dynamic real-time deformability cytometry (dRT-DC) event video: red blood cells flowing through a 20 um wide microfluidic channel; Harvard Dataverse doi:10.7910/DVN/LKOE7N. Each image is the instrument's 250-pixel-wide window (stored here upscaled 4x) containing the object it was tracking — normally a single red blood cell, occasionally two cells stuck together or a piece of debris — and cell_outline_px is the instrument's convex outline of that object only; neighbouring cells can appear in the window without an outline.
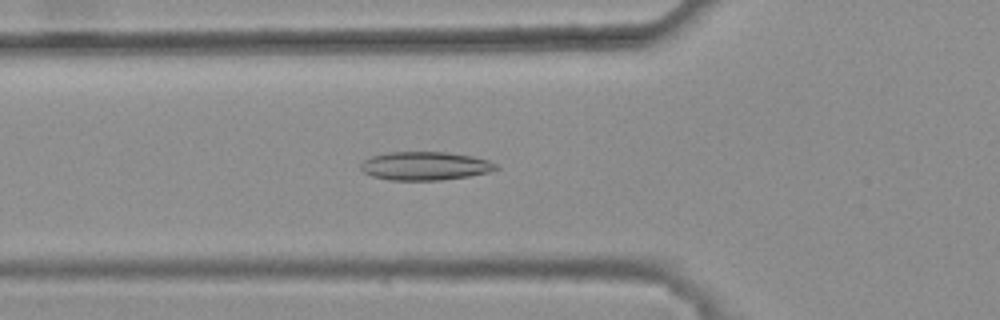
{"species": "common noctule bat (a hibernating species)", "species_latin": "Nyctalus noctula", "temperature_condition": "warm", "stored_images_in_passage": 34, "camera_frame_rate_fps": 3000, "um_per_image_px": 0.085, "animal": {"sex": "female", "body_mass_g": 25.1}, "frame": {"image": 1, "passage_image": 8, "time_ms": 2.333, "image_size_px": [1000, 320], "cell_outline_px": [[500, 168], [488, 172], [468, 176], [440, 180], [388, 180], [372, 176], [364, 172], [360, 168], [360, 164], [364, 160], [372, 156], [388, 152], [444, 152], [472, 156], [488, 160], [496, 164]], "centroid_in_image_um": [36.11, 14.1], "position_along_channel_um": 89.7, "area_um2": 22.37}}
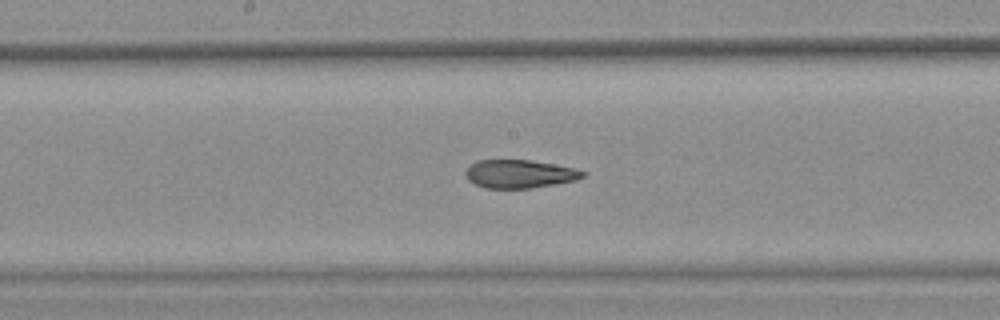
{"frame": {"image": 2, "passage_image": 17, "time_ms": 5.333, "image_size_px": [1000, 320], "cell_outline_px": [[588, 172], [584, 176], [576, 180], [556, 184], [532, 188], [484, 188], [468, 180], [464, 172], [476, 160], [528, 160], [576, 168]], "centroid_in_image_um": [44.18, 14.79], "position_along_channel_um": 204.0, "area_um2": 19.31}}
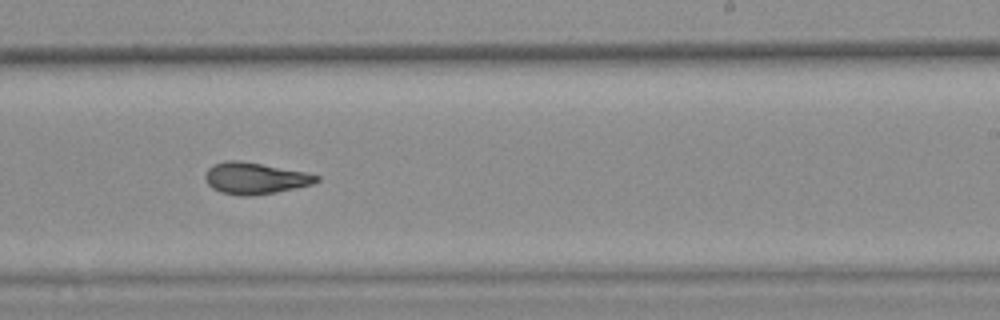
{"frame": {"image": 3, "passage_image": 22, "time_ms": 7.0, "image_size_px": [1000, 320], "cell_outline_px": [[320, 180], [312, 184], [276, 192], [252, 196], [240, 196], [220, 192], [212, 188], [208, 184], [204, 176], [208, 168], [212, 164], [224, 160], [240, 160], [304, 172], [320, 176]], "centroid_in_image_um": [21.63, 15.15], "position_along_channel_um": 267.4, "area_um2": 20.46}, "authors_computed_cell_mechanics": {"area_um2": 20.4612, "velocity_mm_per_s": 3.8008, "shape_relaxation_time_tau1_ms": null, "shape_relaxation_time_tau2_ms": 2.8978, "deformation_change_tau1": null, "deformation_change_tau2": 0.0955}}